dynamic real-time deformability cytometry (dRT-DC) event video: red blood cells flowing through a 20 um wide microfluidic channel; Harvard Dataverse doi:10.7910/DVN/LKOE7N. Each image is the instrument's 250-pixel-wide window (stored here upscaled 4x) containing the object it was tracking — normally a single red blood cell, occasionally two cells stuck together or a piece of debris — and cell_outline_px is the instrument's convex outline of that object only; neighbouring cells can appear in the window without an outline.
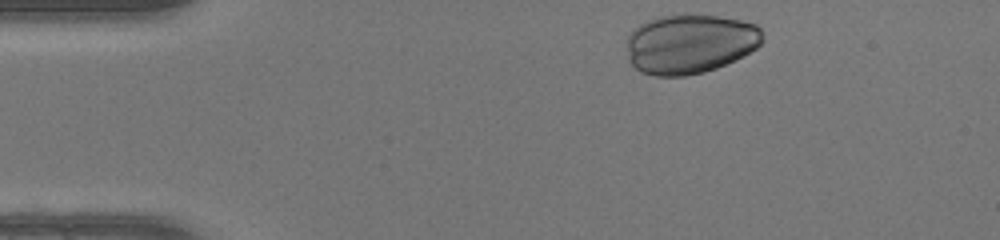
{"species": "human", "species_latin": "Homo sapiens", "temperature_condition": "warm", "stored_images_in_passage": 32, "camera_frame_rate_fps": 3000, "um_per_image_px": 0.085, "donor": {"sex": "female"}, "frame": {"image": 1, "passage_image": 1, "time_ms": 0.0, "image_size_px": [1000, 240], "cell_outline_px": [[764, 40], [756, 48], [716, 68], [704, 72], [684, 76], [656, 76], [640, 72], [628, 60], [628, 36], [640, 24], [648, 20], [660, 16], [680, 12], [684, 12], [720, 16], [740, 20], [756, 24], [760, 28]], "centroid_in_image_um": [58.63, 3.69], "position_along_channel_um": 26.4, "area_um2": 47.4}}
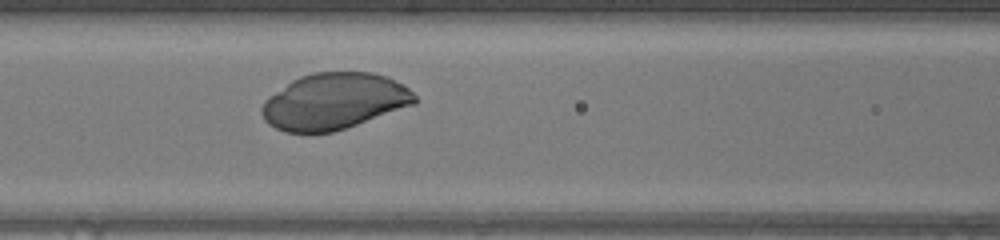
{"frame": {"image": 2, "passage_image": 14, "time_ms": 4.333, "image_size_px": [1000, 240], "cell_outline_px": [[416, 104], [332, 132], [284, 132], [268, 124], [264, 120], [260, 112], [260, 108], [264, 100], [268, 96], [292, 80], [300, 76], [312, 72], [372, 72], [388, 76], [408, 88], [416, 96]], "centroid_in_image_um": [28.37, 8.6], "position_along_channel_um": 138.2, "area_um2": 50.11}}
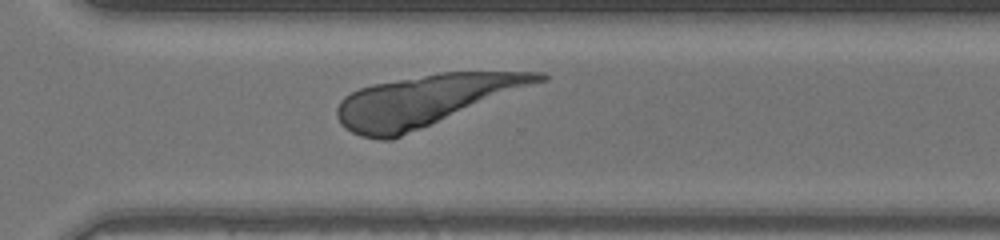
{"frame": {"image": 3, "passage_image": 28, "time_ms": 9.0, "image_size_px": [1000, 240], "cell_outline_px": [[548, 80], [392, 140], [380, 140], [360, 136], [344, 128], [340, 124], [336, 116], [336, 108], [340, 100], [344, 96], [360, 88], [372, 84], [440, 72], [544, 72], [548, 76]], "centroid_in_image_um": [36.13, 8.55], "position_along_channel_um": 334.5, "area_um2": 59.94}}